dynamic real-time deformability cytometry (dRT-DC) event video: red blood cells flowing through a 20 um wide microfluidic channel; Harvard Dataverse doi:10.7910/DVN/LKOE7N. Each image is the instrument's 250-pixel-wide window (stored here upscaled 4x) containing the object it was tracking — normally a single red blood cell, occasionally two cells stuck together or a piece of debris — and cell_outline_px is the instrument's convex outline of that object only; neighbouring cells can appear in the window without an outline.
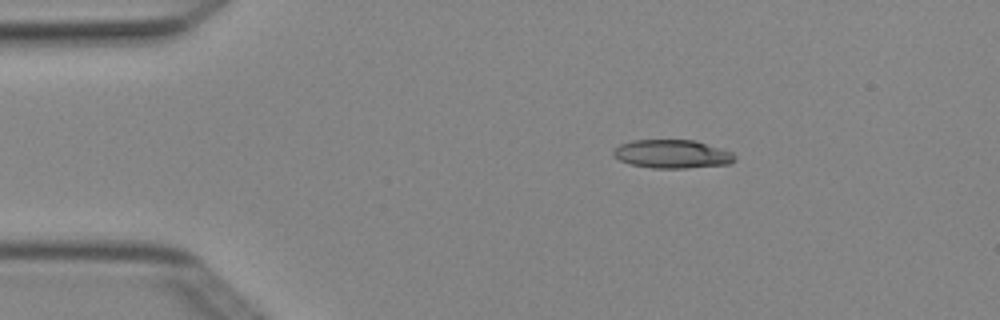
{"species": "Egyptian fruit bat (a non-hibernating species)", "species_latin": "Rousettus aegyptiacus", "temperature_condition": "cold", "stored_images_in_passage": 3, "camera_frame_rate_fps": 3000, "um_per_image_px": 0.085, "animal": {"sex": "female"}, "frame": {"image": 1, "passage_image": 2, "time_ms": 0.333, "image_size_px": [1000, 320], "cell_outline_px": [[736, 160], [728, 164], [688, 168], [652, 168], [632, 164], [620, 160], [612, 156], [612, 152], [620, 144], [632, 140], [696, 140], [732, 152], [736, 156]], "centroid_in_image_um": [57.14, 13.09], "position_along_channel_um": 27.9, "area_um2": 20.17}}